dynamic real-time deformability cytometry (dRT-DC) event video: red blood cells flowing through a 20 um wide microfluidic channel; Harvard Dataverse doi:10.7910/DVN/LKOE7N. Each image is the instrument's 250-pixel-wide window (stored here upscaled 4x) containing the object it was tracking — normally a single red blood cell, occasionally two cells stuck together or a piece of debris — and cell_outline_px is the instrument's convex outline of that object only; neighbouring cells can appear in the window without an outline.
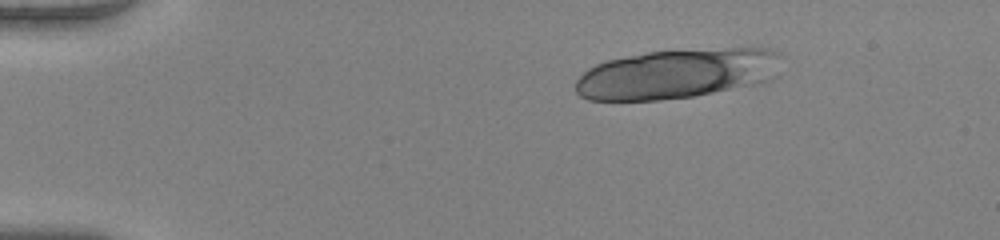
{"species": "human", "species_latin": "Homo sapiens", "temperature_condition": "warm", "stored_images_in_passage": 49, "camera_frame_rate_fps": 3000, "um_per_image_px": 0.085, "donor": {"sex": "female"}, "frame": {"image": 1, "passage_image": 8, "time_ms": 2.333, "image_size_px": [1000, 240], "cell_outline_px": [[780, 76], [764, 84], [692, 96], [660, 100], [588, 100], [580, 96], [576, 92], [576, 80], [588, 68], [596, 64], [608, 60], [648, 52], [728, 48], [768, 48], [780, 52]], "centroid_in_image_um": [57.66, 6.28], "position_along_channel_um": 27.3, "area_um2": 60.23}}
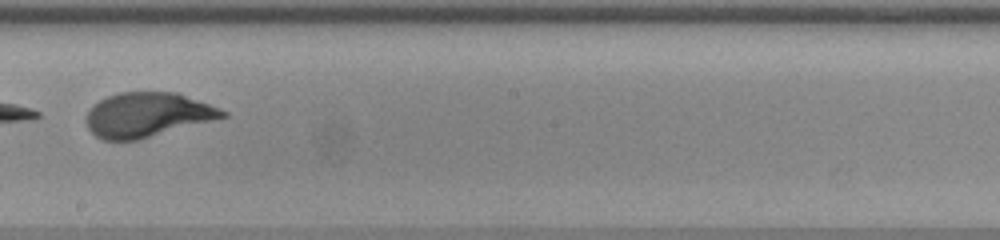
{"frame": {"image": 2, "passage_image": 30, "time_ms": 9.667, "image_size_px": [1000, 240], "cell_outline_px": [[228, 116], [140, 140], [104, 140], [96, 136], [88, 128], [88, 112], [92, 104], [108, 96], [120, 92], [176, 92], [220, 108], [228, 112]], "centroid_in_image_um": [12.54, 9.76], "position_along_channel_um": 235.7, "area_um2": 35.2}}
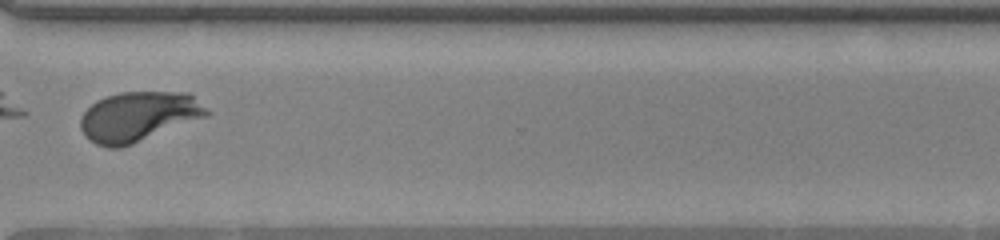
{"frame": {"image": 3, "passage_image": 39, "time_ms": 12.667, "image_size_px": [1000, 240], "cell_outline_px": [[212, 112], [208, 116], [132, 144], [120, 148], [108, 148], [96, 144], [84, 136], [80, 128], [80, 116], [96, 100], [104, 96], [120, 92], [188, 92]], "centroid_in_image_um": [11.76, 9.91], "position_along_channel_um": 358.8, "area_um2": 36.88}, "authors_computed_cell_mechanics": {"area_um2": 36.8764, "velocity_mm_per_s": 4.0882, "shape_relaxation_time_tau1_ms": 1.4267, "shape_relaxation_time_tau2_ms": null, "deformation_change_tau1": 0.3553, "deformation_change_tau2": null}}